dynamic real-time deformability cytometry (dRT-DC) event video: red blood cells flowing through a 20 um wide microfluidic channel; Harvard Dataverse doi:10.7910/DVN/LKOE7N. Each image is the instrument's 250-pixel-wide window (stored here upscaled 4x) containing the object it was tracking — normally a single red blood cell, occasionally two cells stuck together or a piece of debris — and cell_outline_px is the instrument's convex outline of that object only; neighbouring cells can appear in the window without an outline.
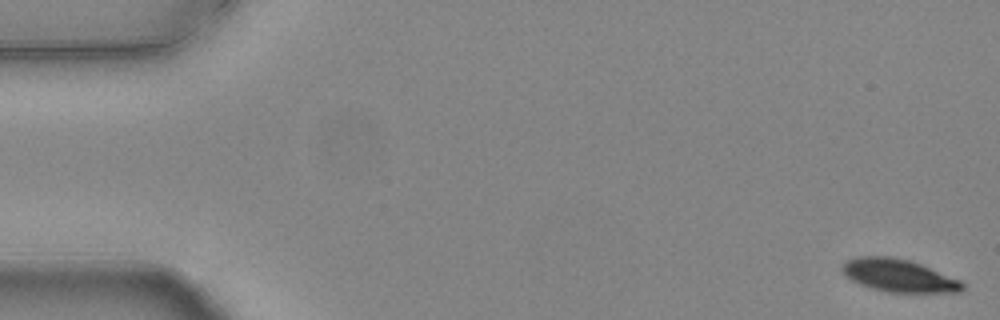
{"species": "common noctule bat (a hibernating species)", "species_latin": "Nyctalus noctula", "temperature_condition": "warm", "stored_images_in_passage": 54, "camera_frame_rate_fps": 3000, "um_per_image_px": 0.085, "animal": {"sex": "female", "body_mass_g": 24.6, "forearm_length_mm": 56.2}, "frame": {"image": 1, "passage_image": 1, "time_ms": 0.0, "image_size_px": [1000, 320], "cell_outline_px": [[964, 288], [960, 292], [888, 292], [872, 288], [860, 284], [844, 276], [840, 268], [844, 260], [856, 256], [888, 256], [908, 260], [920, 264], [960, 280], [964, 284]], "centroid_in_image_um": [76.33, 23.41], "position_along_channel_um": 8.7, "area_um2": 22.89}}
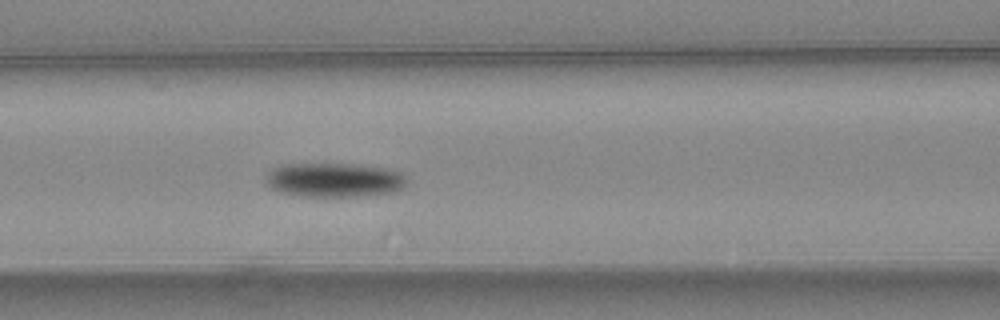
{"frame": {"image": 2, "passage_image": 23, "time_ms": 7.333, "image_size_px": [1000, 320], "cell_outline_px": [[408, 184], [404, 188], [392, 192], [356, 196], [304, 196], [280, 192], [272, 188], [264, 180], [268, 172], [272, 168], [284, 164], [352, 164], [392, 168], [408, 176]], "centroid_in_image_um": [28.47, 15.28], "position_along_channel_um": 138.1, "area_um2": 28.38}}
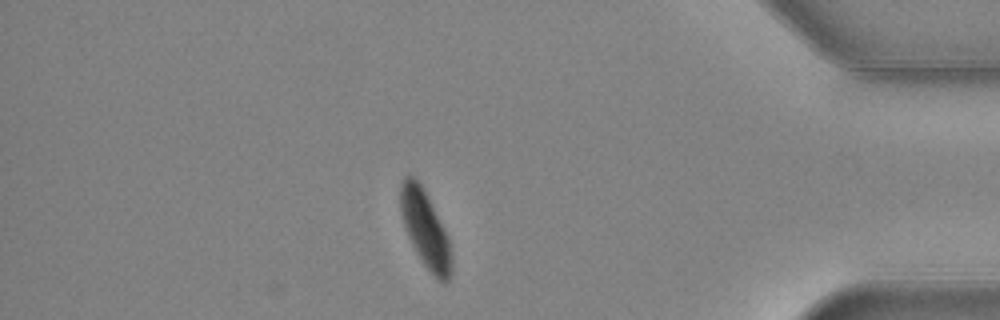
{"frame": {"image": 3, "passage_image": 47, "time_ms": 15.333, "image_size_px": [1000, 320], "cell_outline_px": [[452, 272], [448, 280], [444, 284], [436, 280], [432, 276], [416, 252], [408, 236], [400, 212], [400, 184], [404, 176], [412, 176], [420, 184], [444, 228], [448, 236], [452, 252]], "centroid_in_image_um": [36.16, 19.55], "position_along_channel_um": 399.0, "area_um2": 22.77}, "authors_computed_cell_mechanics": {"area_um2": 26.0389, "velocity_mm_per_s": 3.7582, "shape_relaxation_time_tau1_ms": 2.7036, "shape_relaxation_time_tau2_ms": null, "deformation_change_tau1": 0.1201, "deformation_change_tau2": null}}